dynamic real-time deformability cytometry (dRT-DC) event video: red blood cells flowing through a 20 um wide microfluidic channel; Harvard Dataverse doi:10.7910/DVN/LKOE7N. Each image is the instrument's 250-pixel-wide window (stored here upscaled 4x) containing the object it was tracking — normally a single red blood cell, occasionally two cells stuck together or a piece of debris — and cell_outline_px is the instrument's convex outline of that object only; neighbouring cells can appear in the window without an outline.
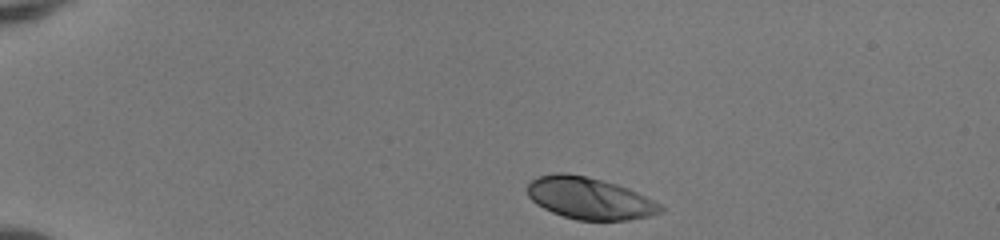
{"species": "human", "species_latin": "Homo sapiens", "temperature_condition": "room temperature", "stored_images_in_passage": 41, "camera_frame_rate_fps": 3000, "um_per_image_px": 0.085, "donor": {"sex": "female"}, "frame": {"image": 1, "passage_image": 1, "time_ms": 0.0, "image_size_px": [1000, 240], "cell_outline_px": [[664, 212], [648, 216], [628, 220], [576, 220], [552, 212], [536, 204], [528, 196], [528, 184], [532, 180], [540, 176], [556, 172], [564, 172], [584, 176], [616, 184], [628, 188], [660, 204], [664, 208]], "centroid_in_image_um": [50.1, 16.86], "position_along_channel_um": 34.9, "area_um2": 32.19}}
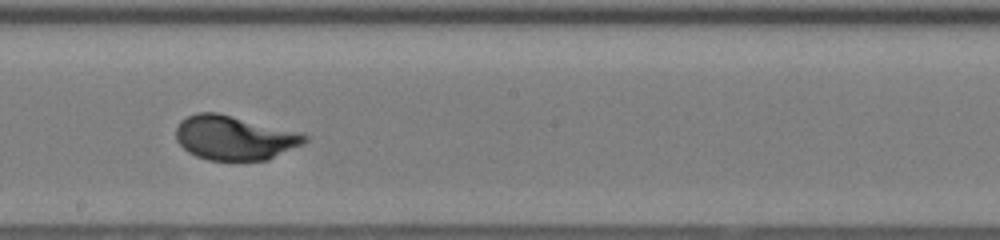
{"frame": {"image": 2, "passage_image": 21, "time_ms": 6.667, "image_size_px": [1000, 240], "cell_outline_px": [[308, 140], [304, 144], [268, 160], [208, 160], [196, 156], [188, 152], [176, 140], [176, 128], [180, 120], [196, 112], [216, 112], [304, 132], [308, 136]], "centroid_in_image_um": [19.97, 11.7], "position_along_channel_um": 228.2, "area_um2": 33.64}}
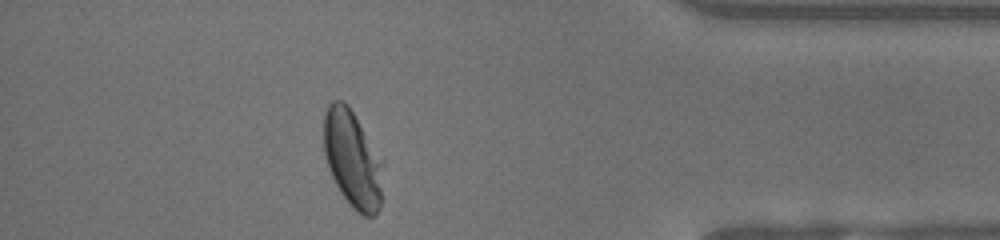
{"frame": {"image": 3, "passage_image": 36, "time_ms": 11.667, "image_size_px": [1000, 240], "cell_outline_px": [[384, 164], [380, 208], [376, 216], [364, 216], [356, 212], [348, 204], [340, 192], [328, 168], [324, 152], [324, 112], [328, 104], [332, 100], [344, 100], [348, 104], [384, 156]], "centroid_in_image_um": [30.01, 13.51], "position_along_channel_um": 405.2, "area_um2": 34.8}, "authors_computed_cell_mechanics": {"area_um2": 33.235, "velocity_mm_per_s": 4.0735, "shape_relaxation_time_tau1_ms": 2.8404, "shape_relaxation_time_tau2_ms": null, "deformation_change_tau1": 0.1716, "deformation_change_tau2": null}}